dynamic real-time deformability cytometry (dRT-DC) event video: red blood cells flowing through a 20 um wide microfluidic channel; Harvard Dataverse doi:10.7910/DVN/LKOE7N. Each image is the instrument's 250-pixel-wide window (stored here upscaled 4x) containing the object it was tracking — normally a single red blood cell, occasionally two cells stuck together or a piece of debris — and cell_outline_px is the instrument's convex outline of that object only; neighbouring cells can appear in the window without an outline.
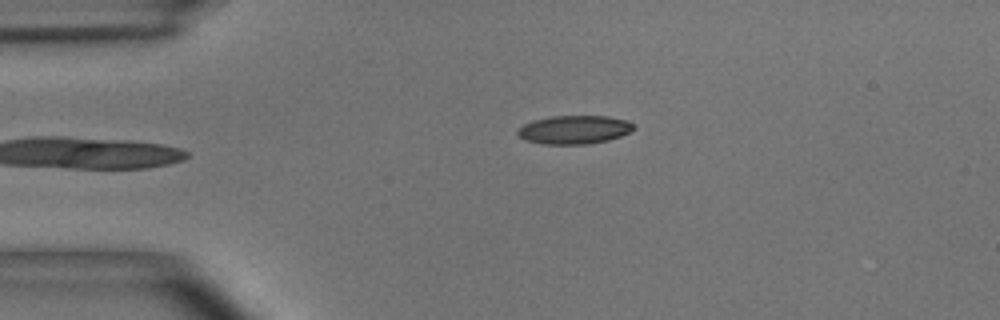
{"species": "common noctule bat (a hibernating species)", "species_latin": "Nyctalus noctula", "temperature_condition": "room temperature", "stored_images_in_passage": 4, "camera_frame_rate_fps": 3000, "um_per_image_px": 0.085, "animal": {"sex": "male", "body_mass_g": 15.6}, "frame": {"image": 1, "passage_image": 4, "time_ms": 1.0, "image_size_px": [1000, 320], "cell_outline_px": [[636, 128], [620, 136], [608, 140], [588, 144], [544, 144], [528, 140], [520, 136], [516, 132], [516, 128], [532, 120], [552, 116], [608, 116], [628, 120]], "centroid_in_image_um": [48.8, 11.01], "position_along_channel_um": 36.2, "area_um2": 19.25}}